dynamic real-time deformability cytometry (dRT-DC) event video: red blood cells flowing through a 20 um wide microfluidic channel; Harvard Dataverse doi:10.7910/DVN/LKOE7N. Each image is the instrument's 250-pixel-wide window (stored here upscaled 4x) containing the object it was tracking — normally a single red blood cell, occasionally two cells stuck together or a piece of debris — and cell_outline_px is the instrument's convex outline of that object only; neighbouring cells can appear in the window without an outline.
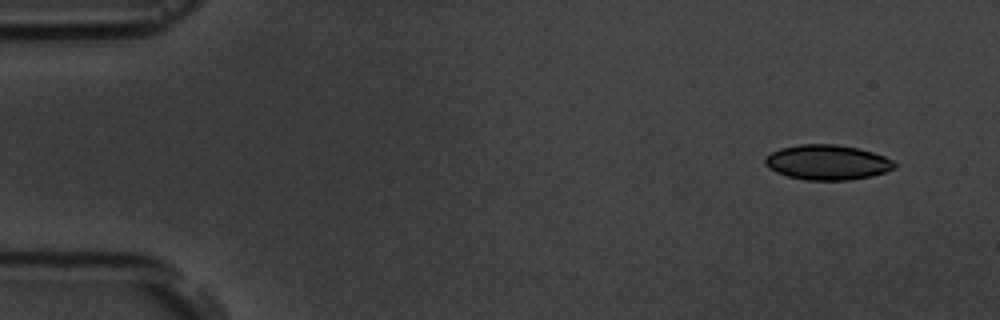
{"species": "common noctule bat (a hibernating species)", "species_latin": "Nyctalus noctula", "temperature_condition": "room temperature", "stored_images_in_passage": 15, "camera_frame_rate_fps": 3000, "um_per_image_px": 0.085, "animal": {"sex": "male", "body_mass_g": 19.5, "forearm_length_mm": 54.6}, "frame": {"image": 1, "passage_image": 1, "time_ms": 0.0, "image_size_px": [1000, 320], "cell_outline_px": [[896, 168], [872, 176], [848, 180], [804, 180], [788, 176], [776, 172], [768, 168], [764, 164], [764, 156], [780, 148], [800, 144], [836, 144], [856, 148], [872, 152], [884, 156], [892, 160], [896, 164]], "centroid_in_image_um": [70.29, 13.8], "position_along_channel_um": 14.7, "area_um2": 26.47}}
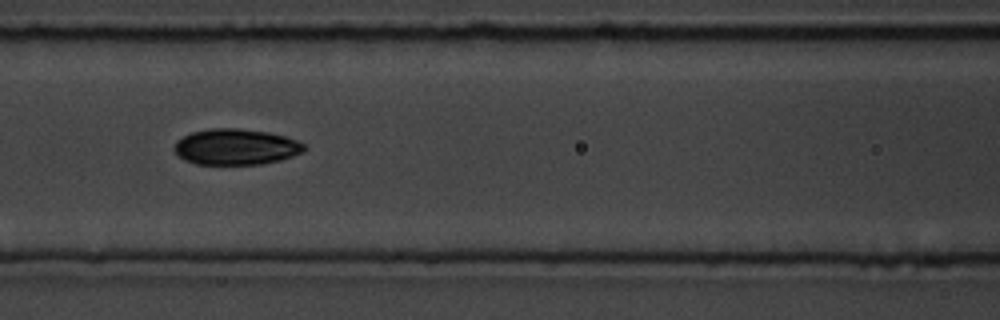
{"frame": {"image": 2, "passage_image": 7, "time_ms": 6.667, "image_size_px": [1000, 320], "cell_outline_px": [[308, 148], [304, 152], [280, 160], [260, 164], [196, 164], [184, 160], [172, 148], [176, 140], [192, 132], [212, 128], [236, 128], [268, 132], [284, 136], [296, 140], [304, 144]], "centroid_in_image_um": [20.05, 12.48], "position_along_channel_um": 146.6, "area_um2": 27.22}}
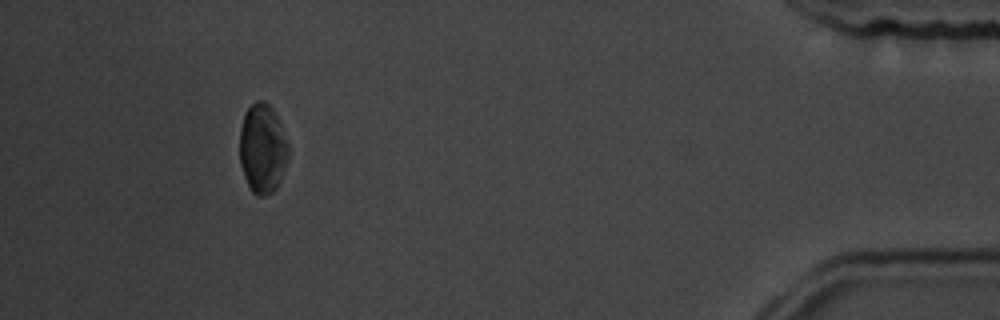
{"frame": {"image": 3, "passage_image": 14, "time_ms": 15.667, "image_size_px": [1000, 320], "cell_outline_px": [[288, 160], [280, 180], [276, 188], [272, 192], [264, 196], [256, 196], [252, 192], [244, 176], [240, 164], [240, 128], [244, 112], [256, 100], [264, 100], [272, 108], [280, 124], [288, 144]], "centroid_in_image_um": [22.3, 12.63], "position_along_channel_um": 412.9, "area_um2": 25.43}, "authors_computed_cell_mechanics": {"area_um2": 26.1834, "velocity_mm_per_s": 3.6506, "shape_relaxation_time_tau1_ms": 1.6073, "shape_relaxation_time_tau2_ms": null, "deformation_change_tau1": 0.0765, "deformation_change_tau2": null}}